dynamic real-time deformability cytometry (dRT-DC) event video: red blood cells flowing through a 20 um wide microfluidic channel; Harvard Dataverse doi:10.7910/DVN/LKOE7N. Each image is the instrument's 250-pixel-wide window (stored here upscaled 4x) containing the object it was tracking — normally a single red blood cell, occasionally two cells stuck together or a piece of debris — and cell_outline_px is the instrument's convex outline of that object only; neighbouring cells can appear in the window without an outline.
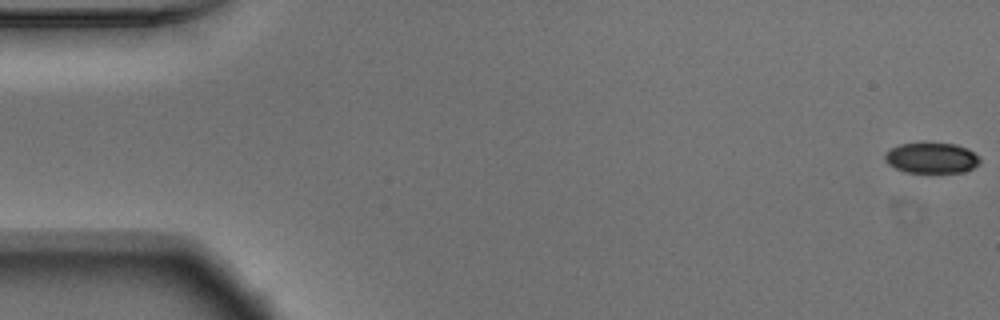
{"species": "Egyptian fruit bat (a non-hibernating species)", "species_latin": "Rousettus aegyptiacus", "temperature_condition": "warm", "stored_images_in_passage": 54, "camera_frame_rate_fps": 3000, "um_per_image_px": 0.085, "animal": {"sex": "male"}, "frame": {"image": 1, "passage_image": 1, "time_ms": 0.0, "image_size_px": [1000, 320], "cell_outline_px": [[980, 160], [972, 168], [964, 172], [904, 172], [888, 164], [884, 160], [884, 156], [892, 148], [900, 144], [924, 140], [956, 144], [968, 148], [980, 156]], "centroid_in_image_um": [79.18, 13.37], "position_along_channel_um": 5.8, "area_um2": 17.46}}
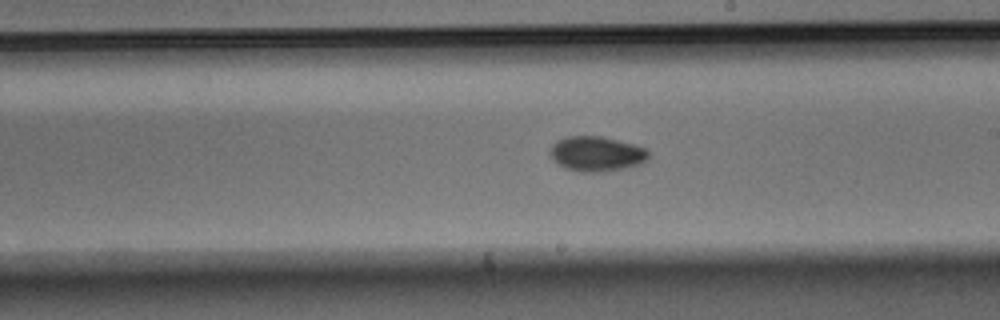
{"frame": {"image": 2, "passage_image": 31, "time_ms": 10.0, "image_size_px": [1000, 320], "cell_outline_px": [[652, 156], [648, 160], [640, 164], [624, 168], [604, 172], [580, 172], [564, 168], [552, 160], [548, 152], [552, 144], [556, 140], [568, 136], [600, 136], [636, 144], [644, 148]], "centroid_in_image_um": [50.69, 13.08], "position_along_channel_um": 238.3, "area_um2": 20.46}}
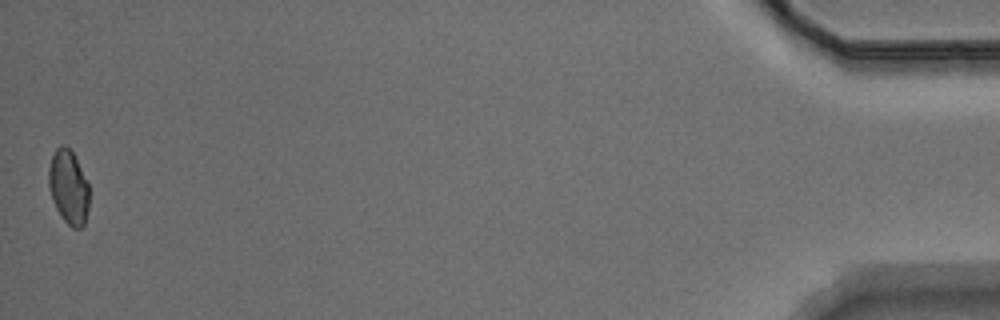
{"frame": {"image": 3, "passage_image": 54, "time_ms": 17.667, "image_size_px": [1000, 320], "cell_outline_px": [[88, 208], [84, 224], [80, 228], [72, 228], [60, 216], [52, 200], [48, 184], [48, 168], [52, 156], [56, 148], [60, 144], [64, 144], [72, 152], [88, 180]], "centroid_in_image_um": [5.81, 15.89], "position_along_channel_um": 429.4, "area_um2": 17.57}, "authors_computed_cell_mechanics": {"area_um2": 18.6694, "velocity_mm_per_s": 3.7466, "shape_relaxation_time_tau1_ms": 2.6741, "shape_relaxation_time_tau2_ms": 10.8116, "deformation_change_tau1": 0.074, "deformation_change_tau2": 0.1072}}